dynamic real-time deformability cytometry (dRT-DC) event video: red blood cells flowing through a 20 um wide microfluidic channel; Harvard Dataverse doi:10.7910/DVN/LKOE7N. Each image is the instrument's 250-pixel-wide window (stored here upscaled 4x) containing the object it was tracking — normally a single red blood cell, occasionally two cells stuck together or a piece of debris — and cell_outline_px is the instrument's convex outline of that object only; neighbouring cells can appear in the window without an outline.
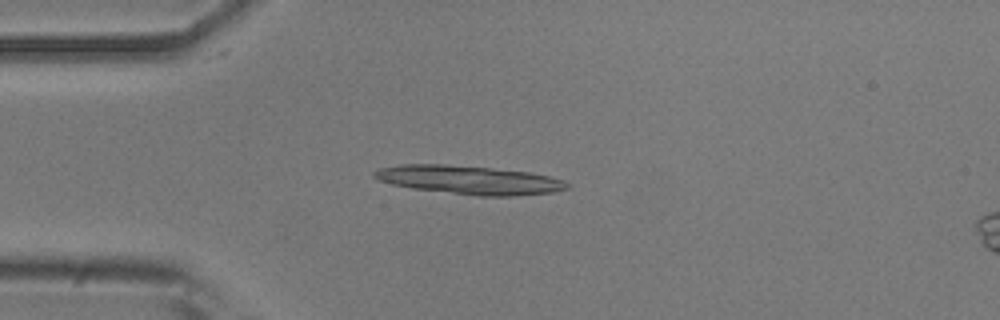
{"species": "common noctule bat (a hibernating species)", "species_latin": "Nyctalus noctula", "temperature_condition": "room temperature", "stored_images_in_passage": 8, "camera_frame_rate_fps": 3000, "um_per_image_px": 0.085, "animal": {"sex": "male", "body_mass_g": 20.5, "forearm_length_mm": 52.5}, "frame": {"image": 1, "passage_image": 5, "time_ms": 1.333, "image_size_px": [1000, 320], "cell_outline_px": [[572, 184], [568, 188], [556, 192], [512, 196], [480, 196], [412, 188], [392, 184], [376, 180], [372, 176], [372, 172], [380, 168], [400, 164], [444, 164], [492, 168], [528, 172], [548, 176], [564, 180]], "centroid_in_image_um": [39.88, 15.29], "position_along_channel_um": 45.1, "area_um2": 32.25}}